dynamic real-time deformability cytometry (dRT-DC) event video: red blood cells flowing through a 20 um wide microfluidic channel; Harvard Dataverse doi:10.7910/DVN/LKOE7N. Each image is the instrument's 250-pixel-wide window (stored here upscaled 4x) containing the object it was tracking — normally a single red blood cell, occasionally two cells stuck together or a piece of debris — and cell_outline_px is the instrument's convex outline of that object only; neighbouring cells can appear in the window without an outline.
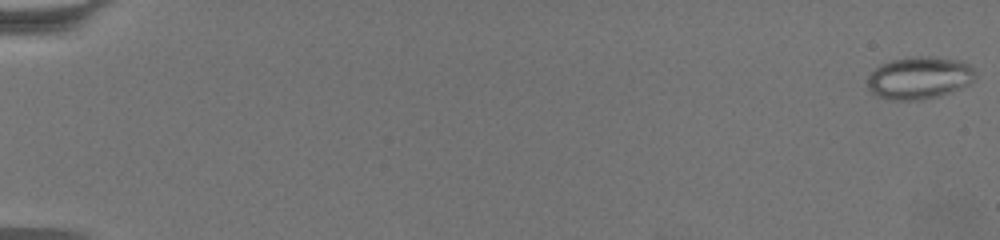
{"species": "common noctule bat (a hibernating species)", "species_latin": "Nyctalus noctula", "temperature_condition": "warm", "stored_images_in_passage": 64, "camera_frame_rate_fps": 3000, "um_per_image_px": 0.085, "animal": {"sex": "female", "body_mass_g": 19.5, "forearm_length_mm": 54.1}, "frame": {"image": 1, "passage_image": 1, "time_ms": 0.0, "image_size_px": [1000, 240], "cell_outline_px": [[976, 80], [960, 88], [940, 96], [920, 100], [888, 100], [876, 96], [868, 88], [868, 76], [880, 64], [892, 60], [916, 56], [932, 56], [960, 60], [968, 64], [976, 72]], "centroid_in_image_um": [78.15, 6.62], "position_along_channel_um": 6.8, "area_um2": 26.88}}
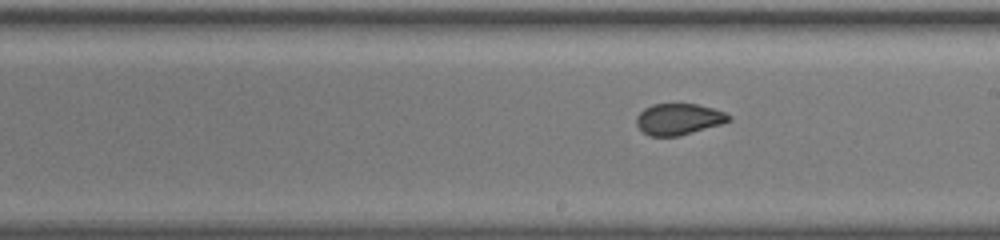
{"frame": {"image": 2, "passage_image": 39, "time_ms": 12.667, "image_size_px": [1000, 240], "cell_outline_px": [[732, 120], [720, 124], [680, 136], [648, 136], [636, 124], [636, 116], [644, 108], [652, 104], [696, 104], [712, 108], [724, 112], [732, 116]], "centroid_in_image_um": [57.68, 10.13], "position_along_channel_um": 231.3, "area_um2": 16.82}}
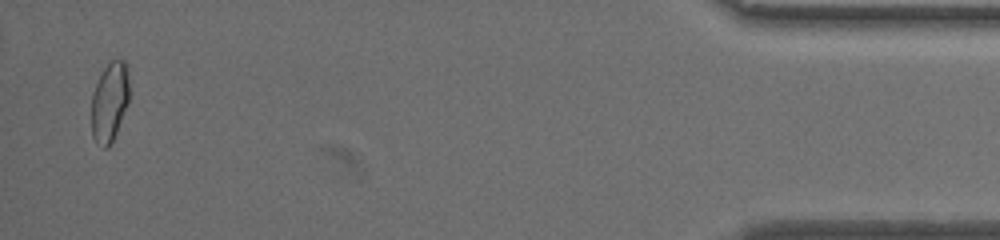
{"frame": {"image": 3, "passage_image": 63, "time_ms": 20.667, "image_size_px": [1000, 240], "cell_outline_px": [[128, 100], [116, 132], [108, 148], [104, 148], [92, 136], [92, 92], [104, 68], [112, 60], [124, 60], [128, 64]], "centroid_in_image_um": [9.31, 8.62], "position_along_channel_um": 425.9, "area_um2": 17.11}, "authors_computed_cell_mechanics": {"area_um2": 17.918, "velocity_mm_per_s": 3.3774, "shape_relaxation_time_tau1_ms": null, "shape_relaxation_time_tau2_ms": 0.9176, "deformation_change_tau1": null, "deformation_change_tau2": 0.0587}}